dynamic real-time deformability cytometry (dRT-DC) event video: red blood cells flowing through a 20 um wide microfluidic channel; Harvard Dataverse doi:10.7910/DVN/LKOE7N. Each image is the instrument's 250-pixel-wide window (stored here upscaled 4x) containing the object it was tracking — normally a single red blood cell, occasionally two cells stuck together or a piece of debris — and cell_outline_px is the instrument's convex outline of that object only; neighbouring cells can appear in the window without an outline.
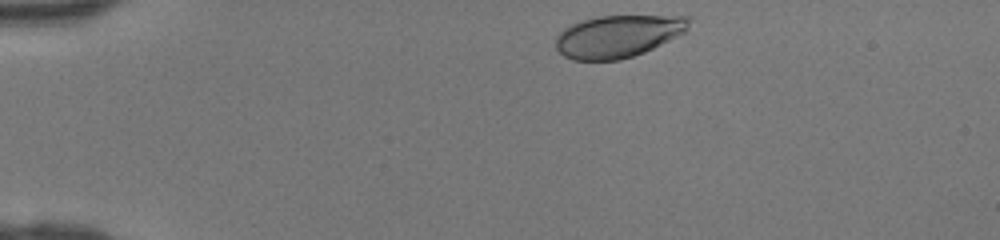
{"species": "human", "species_latin": "Homo sapiens", "temperature_condition": "room temperature", "stored_images_in_passage": 33, "camera_frame_rate_fps": 3000, "um_per_image_px": 0.085, "donor": {"sex": "female"}, "frame": {"image": 1, "passage_image": 1, "time_ms": 0.0, "image_size_px": [1000, 240], "cell_outline_px": [[692, 20], [688, 28], [684, 32], [644, 52], [620, 60], [572, 60], [564, 56], [556, 48], [556, 36], [564, 28], [580, 20], [596, 16], [692, 16]], "centroid_in_image_um": [52.51, 3.07], "position_along_channel_um": 32.5, "area_um2": 32.77}}
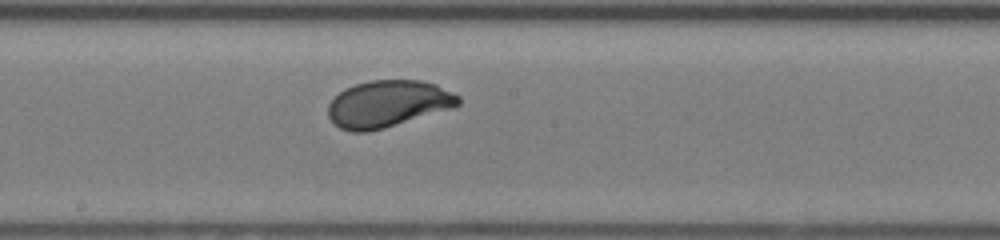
{"frame": {"image": 2, "passage_image": 18, "time_ms": 5.667, "image_size_px": [1000, 240], "cell_outline_px": [[460, 104], [452, 108], [384, 128], [368, 132], [352, 132], [340, 128], [328, 116], [328, 104], [344, 88], [356, 84], [372, 80], [420, 80], [436, 84], [460, 96]], "centroid_in_image_um": [32.97, 8.82], "position_along_channel_um": 215.2, "area_um2": 35.37}}
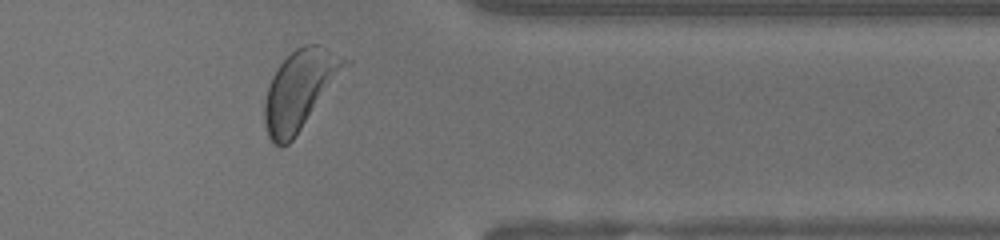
{"frame": {"image": 3, "passage_image": 30, "time_ms": 9.667, "image_size_px": [1000, 240], "cell_outline_px": [[352, 64], [292, 140], [288, 144], [280, 148], [272, 144], [268, 136], [264, 120], [264, 100], [268, 84], [272, 76], [280, 64], [296, 48], [304, 44], [316, 44], [352, 60]], "centroid_in_image_um": [25.52, 7.63], "position_along_channel_um": 385.9, "area_um2": 37.45}}